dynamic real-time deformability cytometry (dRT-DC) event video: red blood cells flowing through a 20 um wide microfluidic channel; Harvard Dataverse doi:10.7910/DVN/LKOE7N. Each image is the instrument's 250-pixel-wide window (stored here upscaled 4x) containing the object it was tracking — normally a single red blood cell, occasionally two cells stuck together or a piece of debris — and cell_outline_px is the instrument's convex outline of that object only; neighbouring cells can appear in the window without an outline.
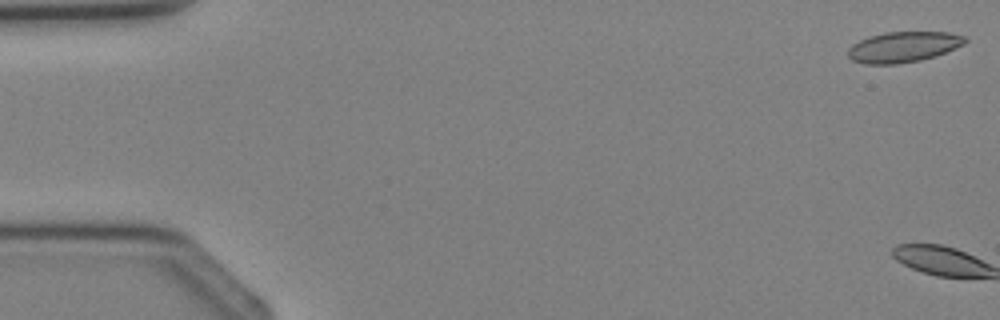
{"species": "Egyptian fruit bat (a non-hibernating species)", "species_latin": "Rousettus aegyptiacus", "temperature_condition": "cold", "stored_images_in_passage": 5, "camera_frame_rate_fps": 3000, "um_per_image_px": 0.085, "animal": {"sex": "female"}, "frame": {"image": 1, "passage_image": 1, "time_ms": 0.0, "image_size_px": [1000, 320], "cell_outline_px": [[968, 40], [964, 44], [936, 56], [920, 60], [896, 64], [864, 64], [852, 60], [848, 56], [848, 48], [852, 44], [868, 36], [884, 32], [948, 32], [968, 36]], "centroid_in_image_um": [76.79, 3.98], "position_along_channel_um": 8.2, "area_um2": 21.04}}